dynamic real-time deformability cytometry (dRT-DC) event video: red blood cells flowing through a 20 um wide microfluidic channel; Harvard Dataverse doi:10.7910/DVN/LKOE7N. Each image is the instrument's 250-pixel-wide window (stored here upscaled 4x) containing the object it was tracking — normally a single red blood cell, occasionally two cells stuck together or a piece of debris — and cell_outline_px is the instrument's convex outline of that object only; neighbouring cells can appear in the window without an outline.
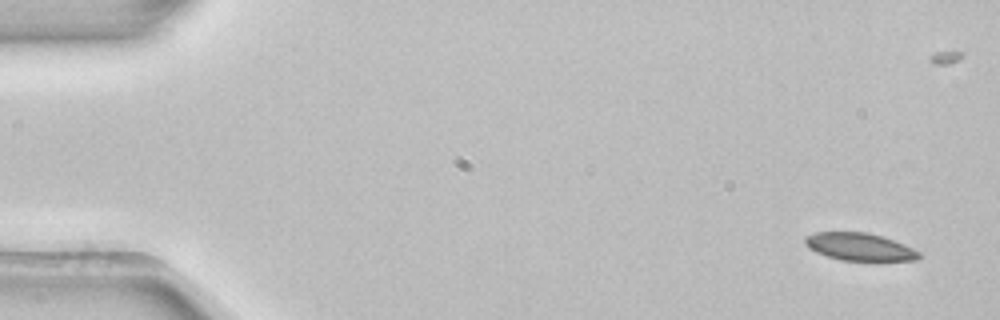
{"species": "common noctule bat (a hibernating species)", "species_latin": "Nyctalus noctula", "temperature_condition": "room temperature", "stored_images_in_passage": 4, "camera_frame_rate_fps": 3000, "um_per_image_px": 0.085, "animal": {"sex": "female", "body_mass_g": 22.7, "forearm_length_mm": 54.2}, "frame": {"image": 1, "passage_image": 1, "time_ms": 0.0, "image_size_px": [1000, 320], "cell_outline_px": [[920, 256], [916, 260], [840, 260], [816, 252], [808, 248], [804, 244], [804, 236], [816, 232], [868, 232], [904, 244], [920, 252]], "centroid_in_image_um": [73.01, 20.97], "position_along_channel_um": 12.0, "area_um2": 18.15}}
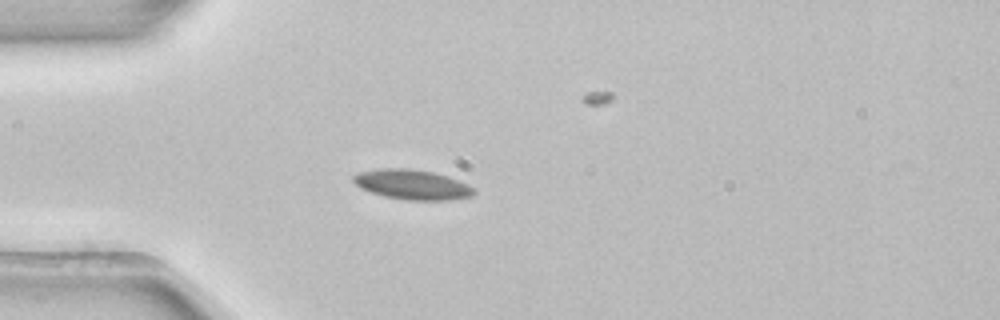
{"frame": {"image": 2, "passage_image": 4, "time_ms": 1.0, "image_size_px": [1000, 320], "cell_outline_px": [[476, 192], [472, 196], [448, 200], [408, 200], [384, 196], [360, 188], [352, 180], [352, 176], [356, 172], [380, 168], [408, 168], [432, 172], [448, 176], [468, 184]], "centroid_in_image_um": [35.01, 15.68], "position_along_channel_um": 50.0, "area_um2": 21.04}}